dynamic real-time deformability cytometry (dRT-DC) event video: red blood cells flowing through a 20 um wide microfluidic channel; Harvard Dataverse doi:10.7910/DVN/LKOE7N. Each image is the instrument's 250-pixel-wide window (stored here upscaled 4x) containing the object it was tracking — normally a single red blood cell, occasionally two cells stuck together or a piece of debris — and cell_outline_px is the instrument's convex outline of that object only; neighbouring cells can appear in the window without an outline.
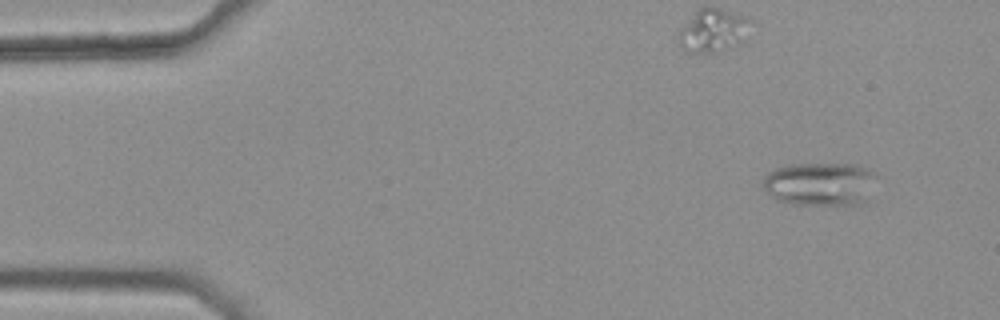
{"species": "common noctule bat (a hibernating species)", "species_latin": "Nyctalus noctula", "temperature_condition": "warm", "stored_images_in_passage": 5, "camera_frame_rate_fps": 3000, "um_per_image_px": 0.085, "animal": {"sex": "female", "body_mass_g": 25.1}, "frame": {"image": 1, "passage_image": 2, "time_ms": 0.333, "image_size_px": [1000, 320], "cell_outline_px": [[880, 176], [868, 204], [792, 204], [776, 200], [764, 188], [764, 176], [768, 172], [776, 168], [792, 164], [856, 164], [868, 168]], "centroid_in_image_um": [69.84, 15.64], "position_along_channel_um": 15.2, "area_um2": 29.48}}